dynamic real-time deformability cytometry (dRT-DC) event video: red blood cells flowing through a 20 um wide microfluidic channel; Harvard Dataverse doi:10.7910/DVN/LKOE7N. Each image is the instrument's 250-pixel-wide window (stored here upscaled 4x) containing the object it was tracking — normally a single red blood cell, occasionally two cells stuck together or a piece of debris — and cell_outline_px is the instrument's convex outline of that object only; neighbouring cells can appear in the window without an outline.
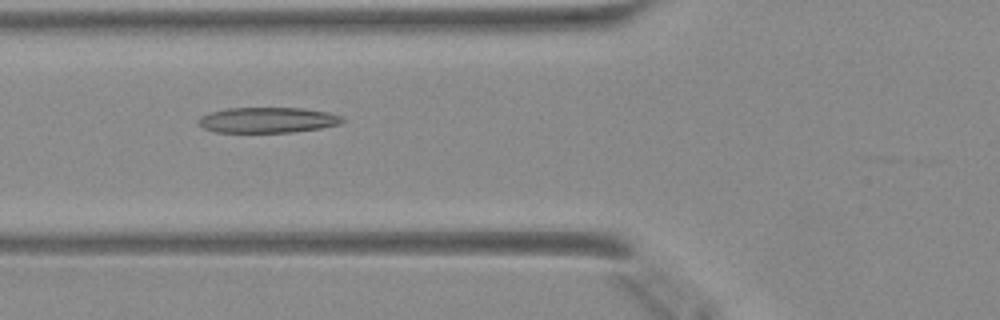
{"species": "Egyptian fruit bat (a non-hibernating species)", "species_latin": "Rousettus aegyptiacus", "temperature_condition": "warm", "stored_images_in_passage": 34, "camera_frame_rate_fps": 3000, "um_per_image_px": 0.085, "animal": {"sex": "female"}, "frame": {"image": 1, "passage_image": 4, "time_ms": 1.0, "image_size_px": [1000, 320], "cell_outline_px": [[344, 120], [340, 124], [320, 128], [292, 132], [216, 132], [204, 128], [196, 120], [200, 116], [208, 112], [224, 108], [300, 108], [328, 112], [340, 116]], "centroid_in_image_um": [22.7, 10.2], "position_along_channel_um": 103.1, "area_um2": 21.39}}
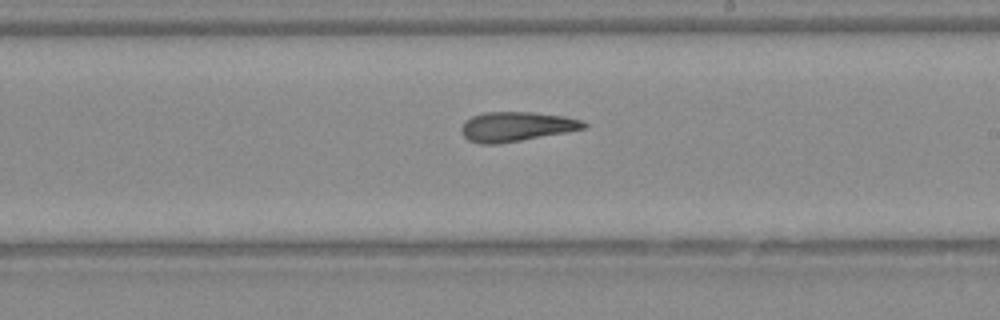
{"frame": {"image": 2, "passage_image": 14, "time_ms": 4.333, "image_size_px": [1000, 320], "cell_outline_px": [[588, 128], [520, 140], [496, 144], [480, 144], [468, 140], [460, 132], [460, 128], [464, 120], [472, 116], [484, 112], [532, 112], [564, 116], [584, 120], [588, 124]], "centroid_in_image_um": [43.88, 10.75], "position_along_channel_um": 245.1, "area_um2": 21.21}}
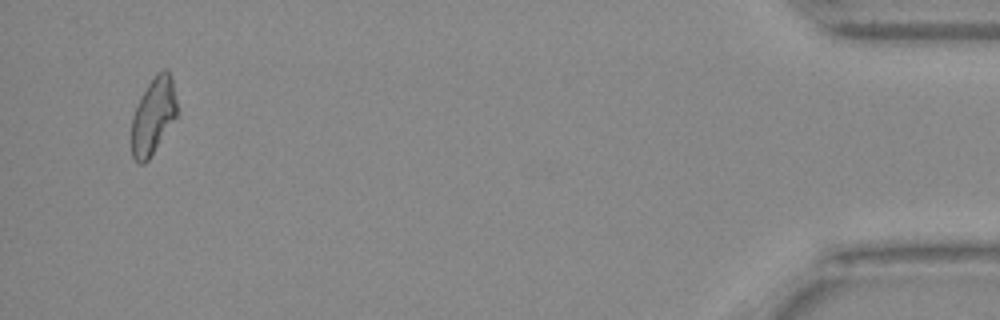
{"frame": {"image": 3, "passage_image": 32, "time_ms": 10.333, "image_size_px": [1000, 320], "cell_outline_px": [[176, 116], [148, 160], [144, 164], [140, 164], [132, 156], [132, 116], [148, 84], [156, 72], [164, 68], [168, 68], [172, 76], [176, 100]], "centroid_in_image_um": [13.03, 9.81], "position_along_channel_um": 422.2, "area_um2": 19.88}}